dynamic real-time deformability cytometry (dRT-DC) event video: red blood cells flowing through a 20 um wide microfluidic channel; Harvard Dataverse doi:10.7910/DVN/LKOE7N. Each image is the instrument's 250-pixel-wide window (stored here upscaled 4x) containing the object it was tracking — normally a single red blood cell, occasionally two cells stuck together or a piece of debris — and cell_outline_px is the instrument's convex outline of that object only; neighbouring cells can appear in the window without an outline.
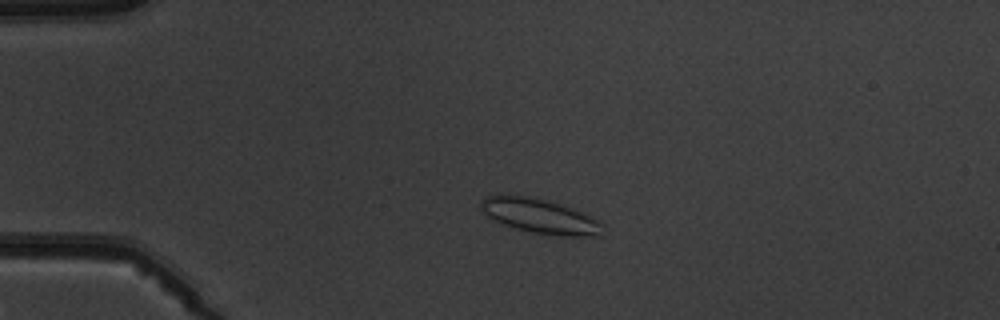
{"species": "common noctule bat (a hibernating species)", "species_latin": "Nyctalus noctula", "temperature_condition": "warm", "stored_images_in_passage": 3, "camera_frame_rate_fps": 3000, "um_per_image_px": 0.085, "animal": {"sex": "male", "body_mass_g": 19.5, "forearm_length_mm": 54.6}, "frame": {"image": 1, "passage_image": 2, "time_ms": 1.333, "image_size_px": [1000, 320], "cell_outline_px": [[604, 236], [560, 236], [532, 232], [512, 228], [488, 216], [480, 208], [480, 204], [488, 196], [496, 192], [500, 192], [528, 196], [548, 200], [584, 212], [604, 224]], "centroid_in_image_um": [45.92, 18.35], "position_along_channel_um": 39.1, "area_um2": 25.09}}